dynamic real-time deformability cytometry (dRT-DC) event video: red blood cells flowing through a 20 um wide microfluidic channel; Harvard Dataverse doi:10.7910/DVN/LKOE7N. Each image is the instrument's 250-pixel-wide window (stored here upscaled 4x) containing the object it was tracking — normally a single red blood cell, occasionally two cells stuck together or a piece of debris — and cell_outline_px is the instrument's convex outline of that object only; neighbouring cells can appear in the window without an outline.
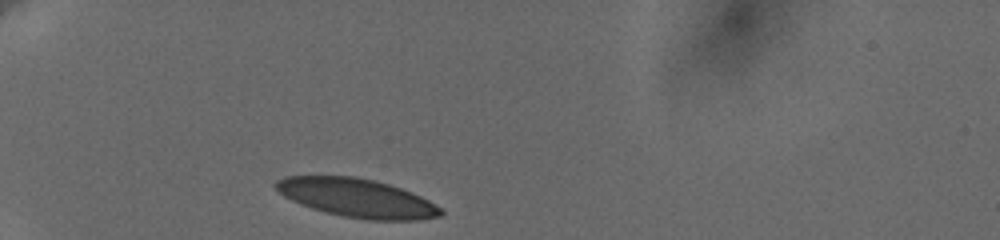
{"species": "human", "species_latin": "Homo sapiens", "temperature_condition": "cold", "stored_images_in_passage": 33, "camera_frame_rate_fps": 3000, "um_per_image_px": 0.085, "donor": {"sex": "female"}, "frame": {"image": 1, "passage_image": 1, "time_ms": 0.0, "image_size_px": [1000, 240], "cell_outline_px": [[444, 212], [440, 216], [416, 220], [368, 220], [344, 216], [312, 208], [300, 204], [284, 196], [272, 184], [276, 180], [284, 176], [352, 176], [376, 180], [412, 192], [428, 200], [440, 208]], "centroid_in_image_um": [30.32, 16.81], "position_along_channel_um": 54.7, "area_um2": 36.88}}
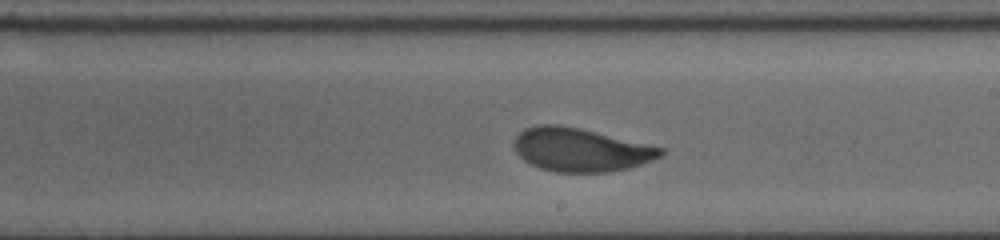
{"frame": {"image": 2, "passage_image": 19, "time_ms": 6.0, "image_size_px": [1000, 240], "cell_outline_px": [[664, 152], [660, 156], [652, 160], [628, 168], [608, 172], [556, 172], [540, 168], [524, 160], [516, 152], [512, 144], [516, 136], [524, 128], [540, 124], [556, 124], [580, 128], [664, 148]], "centroid_in_image_um": [49.31, 12.72], "position_along_channel_um": 239.7, "area_um2": 36.93}}
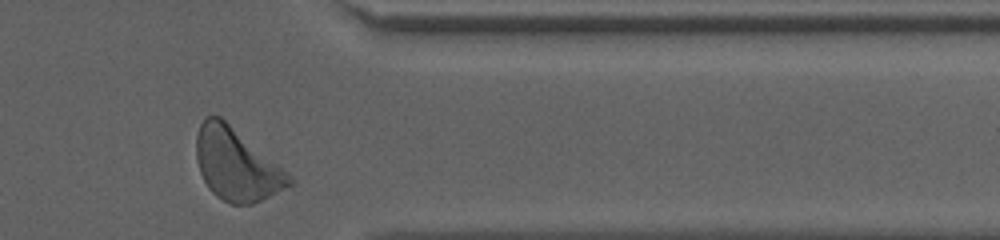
{"frame": {"image": 3, "passage_image": 32, "time_ms": 10.333, "image_size_px": [1000, 240], "cell_outline_px": [[296, 184], [252, 204], [232, 204], [216, 196], [208, 188], [200, 172], [196, 160], [196, 136], [200, 124], [208, 116], [220, 116], [288, 172]], "centroid_in_image_um": [20.11, 14.0], "position_along_channel_um": 391.3, "area_um2": 38.78}, "authors_computed_cell_mechanics": {"area_um2": 37.6278, "velocity_mm_per_s": 3.6058, "shape_relaxation_time_tau1_ms": 3.6979, "shape_relaxation_time_tau2_ms": 0.7465, "deformation_change_tau1": 0.1435, "deformation_change_tau2": 0.053}}